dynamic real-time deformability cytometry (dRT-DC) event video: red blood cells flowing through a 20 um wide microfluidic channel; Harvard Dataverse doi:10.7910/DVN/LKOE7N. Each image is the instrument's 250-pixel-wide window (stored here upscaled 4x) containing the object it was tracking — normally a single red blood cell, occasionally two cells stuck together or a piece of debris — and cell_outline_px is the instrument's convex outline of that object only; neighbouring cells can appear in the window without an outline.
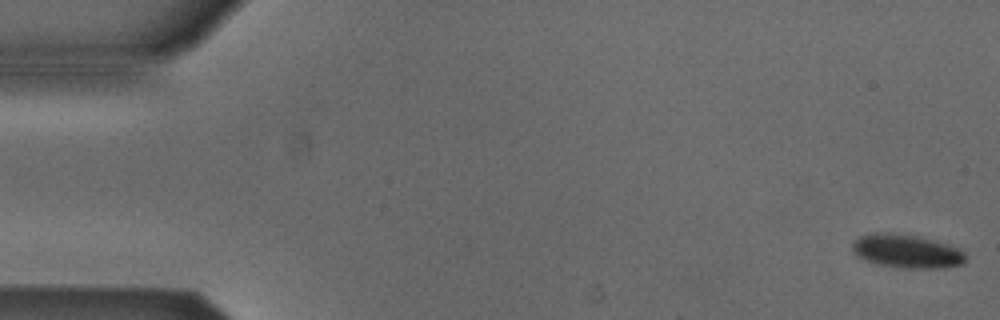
{"species": "Egyptian fruit bat (a non-hibernating species)", "species_latin": "Rousettus aegyptiacus", "temperature_condition": "cold", "stored_images_in_passage": 14, "camera_frame_rate_fps": 3000, "um_per_image_px": 0.085, "animal": {"sex": "male"}, "frame": {"image": 1, "passage_image": 1, "time_ms": 0.0, "image_size_px": [1000, 320], "cell_outline_px": [[964, 264], [944, 268], [904, 268], [880, 264], [864, 260], [856, 256], [852, 252], [852, 244], [860, 236], [876, 232], [884, 232], [916, 236], [944, 244], [956, 248], [964, 252]], "centroid_in_image_um": [77.02, 21.37], "position_along_channel_um": 8.0, "area_um2": 21.79}}